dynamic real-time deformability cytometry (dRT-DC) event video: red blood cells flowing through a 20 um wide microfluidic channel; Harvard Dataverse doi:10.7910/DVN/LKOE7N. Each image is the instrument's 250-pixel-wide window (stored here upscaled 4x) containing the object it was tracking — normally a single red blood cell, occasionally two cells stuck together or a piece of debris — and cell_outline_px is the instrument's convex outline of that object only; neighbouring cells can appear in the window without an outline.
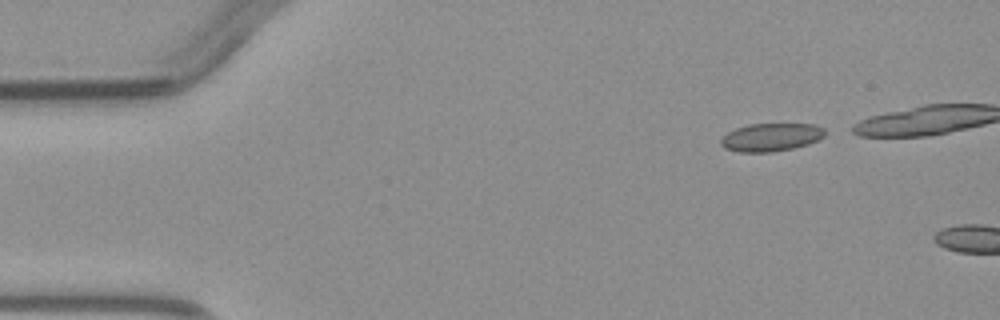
{"species": "common noctule bat (a hibernating species)", "species_latin": "Nyctalus noctula", "temperature_condition": "warm", "stored_images_in_passage": 2, "camera_frame_rate_fps": 3000, "um_per_image_px": 0.085, "animal": {"sex": "male", "body_mass_g": 23.1, "forearm_length_mm": 52.7}, "frame": {"image": 1, "passage_image": 1, "time_ms": 0.0, "image_size_px": [1000, 320], "cell_outline_px": [[824, 136], [808, 144], [792, 148], [772, 152], [740, 152], [724, 148], [720, 144], [720, 140], [728, 132], [736, 128], [748, 124], [816, 124], [824, 128]], "centroid_in_image_um": [65.52, 11.66], "position_along_channel_um": 19.5, "area_um2": 16.94}}